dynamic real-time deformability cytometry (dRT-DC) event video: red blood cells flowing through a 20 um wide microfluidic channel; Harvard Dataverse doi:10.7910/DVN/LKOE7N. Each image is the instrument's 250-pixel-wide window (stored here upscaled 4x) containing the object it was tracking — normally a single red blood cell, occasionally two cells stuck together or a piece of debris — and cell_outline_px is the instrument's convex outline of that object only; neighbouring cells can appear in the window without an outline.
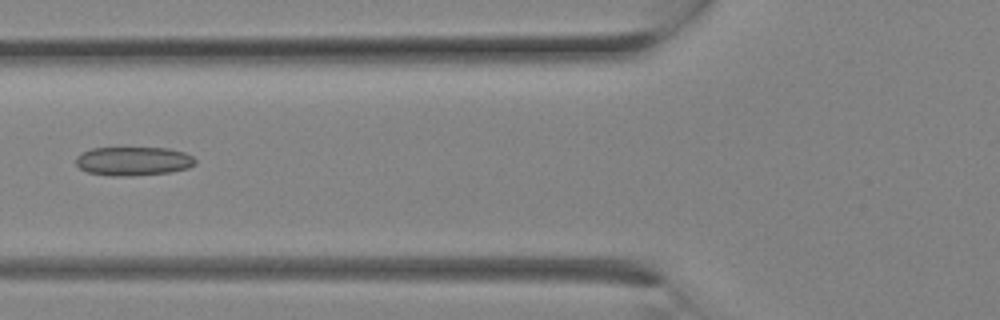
{"species": "Egyptian fruit bat (a non-hibernating species)", "species_latin": "Rousettus aegyptiacus", "temperature_condition": "room temperature", "stored_images_in_passage": 11, "camera_frame_rate_fps": 3000, "um_per_image_px": 0.085, "animal": {"sex": "female"}, "frame": {"image": 1, "passage_image": 10, "time_ms": 3.0, "image_size_px": [1000, 320], "cell_outline_px": [[196, 164], [188, 168], [168, 172], [132, 176], [112, 176], [88, 172], [80, 168], [76, 164], [76, 156], [80, 152], [92, 148], [168, 148], [184, 152], [192, 156], [196, 160]], "centroid_in_image_um": [11.32, 13.69], "position_along_channel_um": 114.5, "area_um2": 20.11}}